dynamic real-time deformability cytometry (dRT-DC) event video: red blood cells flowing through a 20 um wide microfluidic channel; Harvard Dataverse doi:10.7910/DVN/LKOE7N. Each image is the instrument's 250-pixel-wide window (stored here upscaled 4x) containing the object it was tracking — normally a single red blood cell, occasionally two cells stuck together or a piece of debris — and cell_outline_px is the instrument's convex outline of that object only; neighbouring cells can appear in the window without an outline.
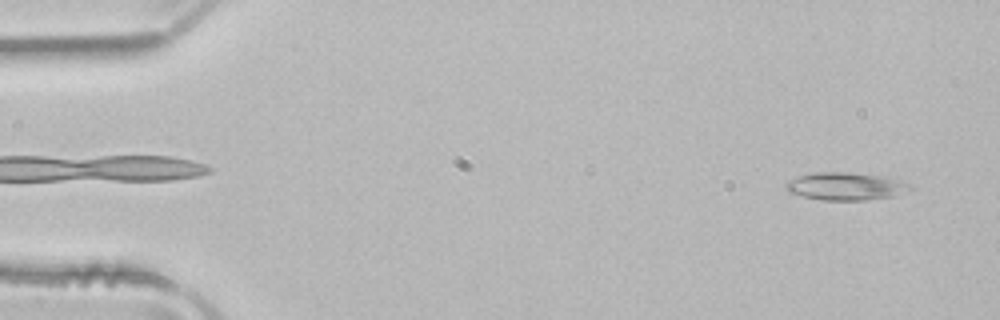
{"species": "common noctule bat (a hibernating species)", "species_latin": "Nyctalus noctula", "temperature_condition": "room temperature", "stored_images_in_passage": 50, "camera_frame_rate_fps": 3000, "um_per_image_px": 0.085, "animal": {"sex": "male", "body_mass_g": 21.5, "forearm_length_mm": 52.0}, "frame": {"image": 1, "passage_image": 2, "time_ms": 0.333, "image_size_px": [1000, 320], "cell_outline_px": [[912, 188], [892, 196], [868, 200], [820, 200], [788, 192], [784, 184], [800, 176], [812, 172], [848, 172], [880, 176], [900, 180], [912, 184]], "centroid_in_image_um": [71.88, 15.83], "position_along_channel_um": 13.1, "area_um2": 19.83}}
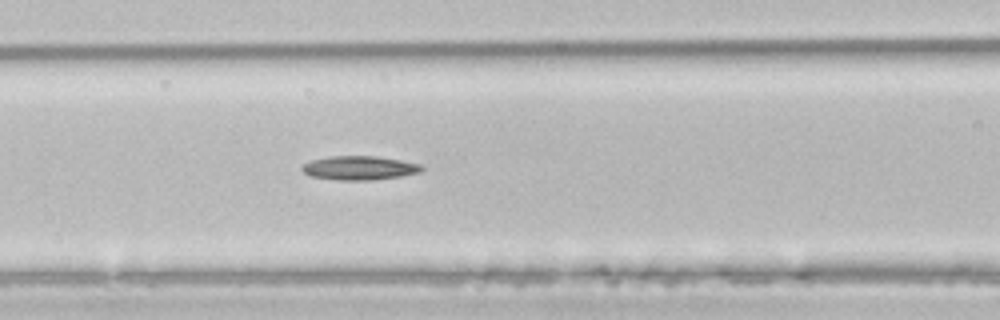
{"frame": {"image": 2, "passage_image": 20, "time_ms": 6.333, "image_size_px": [1000, 320], "cell_outline_px": [[424, 168], [420, 172], [400, 176], [372, 180], [336, 180], [312, 176], [304, 172], [300, 168], [304, 164], [312, 160], [328, 156], [376, 156], [400, 160], [420, 164]], "centroid_in_image_um": [30.54, 14.27], "position_along_channel_um": 136.1, "area_um2": 16.59}}
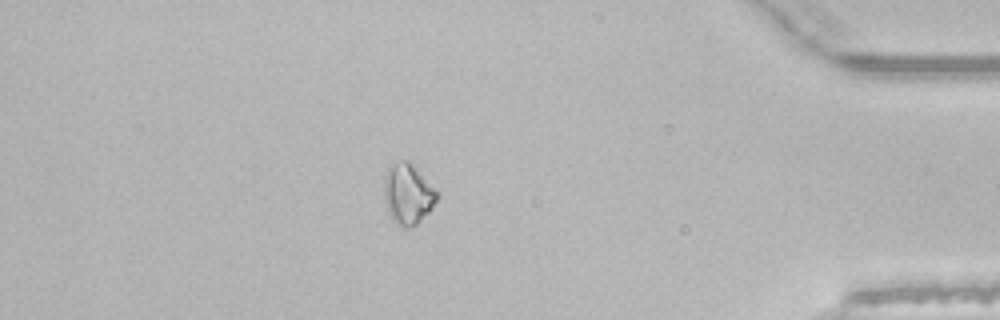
{"frame": {"image": 3, "passage_image": 43, "time_ms": 14.0, "image_size_px": [1000, 320], "cell_outline_px": [[440, 196], [432, 208], [416, 224], [408, 228], [404, 228], [396, 224], [392, 220], [388, 212], [384, 196], [384, 176], [388, 168], [404, 160], [408, 160], [440, 192]], "centroid_in_image_um": [34.69, 16.51], "position_along_channel_um": 400.5, "area_um2": 18.67}}